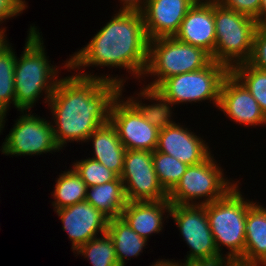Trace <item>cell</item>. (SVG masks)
I'll list each match as a JSON object with an SVG mask.
<instances>
[{
    "mask_svg": "<svg viewBox=\"0 0 266 266\" xmlns=\"http://www.w3.org/2000/svg\"><path fill=\"white\" fill-rule=\"evenodd\" d=\"M27 7L22 0H0V25L10 18L17 17ZM0 32L5 33V27H1Z\"/></svg>",
    "mask_w": 266,
    "mask_h": 266,
    "instance_id": "32",
    "label": "cell"
},
{
    "mask_svg": "<svg viewBox=\"0 0 266 266\" xmlns=\"http://www.w3.org/2000/svg\"><path fill=\"white\" fill-rule=\"evenodd\" d=\"M58 176L51 195L54 211L85 201L88 187L72 167Z\"/></svg>",
    "mask_w": 266,
    "mask_h": 266,
    "instance_id": "24",
    "label": "cell"
},
{
    "mask_svg": "<svg viewBox=\"0 0 266 266\" xmlns=\"http://www.w3.org/2000/svg\"><path fill=\"white\" fill-rule=\"evenodd\" d=\"M230 70L212 60L206 67L182 73L163 80L156 89L174 105L200 103L208 100L218 108L220 90L224 78ZM212 101V102H211Z\"/></svg>",
    "mask_w": 266,
    "mask_h": 266,
    "instance_id": "8",
    "label": "cell"
},
{
    "mask_svg": "<svg viewBox=\"0 0 266 266\" xmlns=\"http://www.w3.org/2000/svg\"><path fill=\"white\" fill-rule=\"evenodd\" d=\"M230 72L251 93L266 116V71L246 62L236 65Z\"/></svg>",
    "mask_w": 266,
    "mask_h": 266,
    "instance_id": "27",
    "label": "cell"
},
{
    "mask_svg": "<svg viewBox=\"0 0 266 266\" xmlns=\"http://www.w3.org/2000/svg\"><path fill=\"white\" fill-rule=\"evenodd\" d=\"M244 266H266V207L254 202L247 211L244 255L237 262Z\"/></svg>",
    "mask_w": 266,
    "mask_h": 266,
    "instance_id": "19",
    "label": "cell"
},
{
    "mask_svg": "<svg viewBox=\"0 0 266 266\" xmlns=\"http://www.w3.org/2000/svg\"><path fill=\"white\" fill-rule=\"evenodd\" d=\"M211 61V55L204 49L181 42L175 37L151 39L148 42L147 66L142 81L151 75L153 81L146 86L156 88L169 77L200 70Z\"/></svg>",
    "mask_w": 266,
    "mask_h": 266,
    "instance_id": "5",
    "label": "cell"
},
{
    "mask_svg": "<svg viewBox=\"0 0 266 266\" xmlns=\"http://www.w3.org/2000/svg\"><path fill=\"white\" fill-rule=\"evenodd\" d=\"M108 219L121 217L128 200L121 178L87 188L86 199Z\"/></svg>",
    "mask_w": 266,
    "mask_h": 266,
    "instance_id": "22",
    "label": "cell"
},
{
    "mask_svg": "<svg viewBox=\"0 0 266 266\" xmlns=\"http://www.w3.org/2000/svg\"><path fill=\"white\" fill-rule=\"evenodd\" d=\"M73 253L90 260L92 266H119L115 246L108 233L79 246Z\"/></svg>",
    "mask_w": 266,
    "mask_h": 266,
    "instance_id": "26",
    "label": "cell"
},
{
    "mask_svg": "<svg viewBox=\"0 0 266 266\" xmlns=\"http://www.w3.org/2000/svg\"><path fill=\"white\" fill-rule=\"evenodd\" d=\"M217 162L211 154L205 161L189 165L179 183L168 194V201L174 205H204L222 198L239 180L226 178Z\"/></svg>",
    "mask_w": 266,
    "mask_h": 266,
    "instance_id": "7",
    "label": "cell"
},
{
    "mask_svg": "<svg viewBox=\"0 0 266 266\" xmlns=\"http://www.w3.org/2000/svg\"><path fill=\"white\" fill-rule=\"evenodd\" d=\"M31 114L32 111H21L2 143L0 149L2 154L21 157L60 152L61 149L54 138L52 123L38 117L37 114Z\"/></svg>",
    "mask_w": 266,
    "mask_h": 266,
    "instance_id": "10",
    "label": "cell"
},
{
    "mask_svg": "<svg viewBox=\"0 0 266 266\" xmlns=\"http://www.w3.org/2000/svg\"><path fill=\"white\" fill-rule=\"evenodd\" d=\"M122 95L120 92L113 100L109 112V121L116 128L122 145L126 150L155 151L160 129L146 121L140 111Z\"/></svg>",
    "mask_w": 266,
    "mask_h": 266,
    "instance_id": "11",
    "label": "cell"
},
{
    "mask_svg": "<svg viewBox=\"0 0 266 266\" xmlns=\"http://www.w3.org/2000/svg\"><path fill=\"white\" fill-rule=\"evenodd\" d=\"M120 92L117 83L99 77L74 72L60 78L48 102L54 138L60 149L69 142H86L95 129L107 123L111 104Z\"/></svg>",
    "mask_w": 266,
    "mask_h": 266,
    "instance_id": "2",
    "label": "cell"
},
{
    "mask_svg": "<svg viewBox=\"0 0 266 266\" xmlns=\"http://www.w3.org/2000/svg\"><path fill=\"white\" fill-rule=\"evenodd\" d=\"M171 205L168 199L128 201L121 217L138 235L148 240L150 235L158 234L163 230L164 221L169 218Z\"/></svg>",
    "mask_w": 266,
    "mask_h": 266,
    "instance_id": "18",
    "label": "cell"
},
{
    "mask_svg": "<svg viewBox=\"0 0 266 266\" xmlns=\"http://www.w3.org/2000/svg\"><path fill=\"white\" fill-rule=\"evenodd\" d=\"M37 26H30L24 51L16 54L14 68L15 108L18 111H31V108L45 94L44 103L49 102L59 81V69L52 65L45 53L43 37ZM58 68V69H57ZM58 74V75H57ZM44 92V94H43Z\"/></svg>",
    "mask_w": 266,
    "mask_h": 266,
    "instance_id": "3",
    "label": "cell"
},
{
    "mask_svg": "<svg viewBox=\"0 0 266 266\" xmlns=\"http://www.w3.org/2000/svg\"><path fill=\"white\" fill-rule=\"evenodd\" d=\"M255 20L259 26L266 25V0H261L259 15Z\"/></svg>",
    "mask_w": 266,
    "mask_h": 266,
    "instance_id": "35",
    "label": "cell"
},
{
    "mask_svg": "<svg viewBox=\"0 0 266 266\" xmlns=\"http://www.w3.org/2000/svg\"><path fill=\"white\" fill-rule=\"evenodd\" d=\"M68 233L74 252L100 234L107 233L108 218L87 201L55 210ZM99 233V234H98Z\"/></svg>",
    "mask_w": 266,
    "mask_h": 266,
    "instance_id": "14",
    "label": "cell"
},
{
    "mask_svg": "<svg viewBox=\"0 0 266 266\" xmlns=\"http://www.w3.org/2000/svg\"><path fill=\"white\" fill-rule=\"evenodd\" d=\"M156 151L171 155L188 166L205 161L212 153L205 140L179 122L159 130Z\"/></svg>",
    "mask_w": 266,
    "mask_h": 266,
    "instance_id": "16",
    "label": "cell"
},
{
    "mask_svg": "<svg viewBox=\"0 0 266 266\" xmlns=\"http://www.w3.org/2000/svg\"><path fill=\"white\" fill-rule=\"evenodd\" d=\"M7 34L0 32V49L8 42Z\"/></svg>",
    "mask_w": 266,
    "mask_h": 266,
    "instance_id": "39",
    "label": "cell"
},
{
    "mask_svg": "<svg viewBox=\"0 0 266 266\" xmlns=\"http://www.w3.org/2000/svg\"><path fill=\"white\" fill-rule=\"evenodd\" d=\"M118 12V13H117ZM79 51L71 55L63 68L73 70L80 76L99 77L117 83L124 90L123 76L96 75L84 72L86 67L124 68L134 79H142L148 59V38L140 12L117 11ZM80 69L79 72H77ZM82 71V72H81ZM140 78V79H139Z\"/></svg>",
    "mask_w": 266,
    "mask_h": 266,
    "instance_id": "1",
    "label": "cell"
},
{
    "mask_svg": "<svg viewBox=\"0 0 266 266\" xmlns=\"http://www.w3.org/2000/svg\"><path fill=\"white\" fill-rule=\"evenodd\" d=\"M147 0H120L122 5L119 11L142 12Z\"/></svg>",
    "mask_w": 266,
    "mask_h": 266,
    "instance_id": "33",
    "label": "cell"
},
{
    "mask_svg": "<svg viewBox=\"0 0 266 266\" xmlns=\"http://www.w3.org/2000/svg\"><path fill=\"white\" fill-rule=\"evenodd\" d=\"M184 263L180 260L175 262V266H224L225 264H219L206 260L184 259Z\"/></svg>",
    "mask_w": 266,
    "mask_h": 266,
    "instance_id": "34",
    "label": "cell"
},
{
    "mask_svg": "<svg viewBox=\"0 0 266 266\" xmlns=\"http://www.w3.org/2000/svg\"><path fill=\"white\" fill-rule=\"evenodd\" d=\"M72 168L82 178L87 187L108 183L118 177L115 172L90 157L74 161Z\"/></svg>",
    "mask_w": 266,
    "mask_h": 266,
    "instance_id": "29",
    "label": "cell"
},
{
    "mask_svg": "<svg viewBox=\"0 0 266 266\" xmlns=\"http://www.w3.org/2000/svg\"><path fill=\"white\" fill-rule=\"evenodd\" d=\"M224 266H244V265H241V264H238V263H227Z\"/></svg>",
    "mask_w": 266,
    "mask_h": 266,
    "instance_id": "40",
    "label": "cell"
},
{
    "mask_svg": "<svg viewBox=\"0 0 266 266\" xmlns=\"http://www.w3.org/2000/svg\"><path fill=\"white\" fill-rule=\"evenodd\" d=\"M220 4L225 8L256 19L259 15L261 0H221Z\"/></svg>",
    "mask_w": 266,
    "mask_h": 266,
    "instance_id": "31",
    "label": "cell"
},
{
    "mask_svg": "<svg viewBox=\"0 0 266 266\" xmlns=\"http://www.w3.org/2000/svg\"><path fill=\"white\" fill-rule=\"evenodd\" d=\"M239 184L222 198L206 204V214L217 250L227 263H237L244 255L246 216L248 208L254 203L242 196ZM223 246L229 250L224 255Z\"/></svg>",
    "mask_w": 266,
    "mask_h": 266,
    "instance_id": "4",
    "label": "cell"
},
{
    "mask_svg": "<svg viewBox=\"0 0 266 266\" xmlns=\"http://www.w3.org/2000/svg\"><path fill=\"white\" fill-rule=\"evenodd\" d=\"M120 178L128 201L168 199V194L158 181L150 151L126 150Z\"/></svg>",
    "mask_w": 266,
    "mask_h": 266,
    "instance_id": "12",
    "label": "cell"
},
{
    "mask_svg": "<svg viewBox=\"0 0 266 266\" xmlns=\"http://www.w3.org/2000/svg\"><path fill=\"white\" fill-rule=\"evenodd\" d=\"M248 63L266 71V25L258 26L255 32L252 53Z\"/></svg>",
    "mask_w": 266,
    "mask_h": 266,
    "instance_id": "30",
    "label": "cell"
},
{
    "mask_svg": "<svg viewBox=\"0 0 266 266\" xmlns=\"http://www.w3.org/2000/svg\"><path fill=\"white\" fill-rule=\"evenodd\" d=\"M5 118H6V114L0 109V135L5 127V123H6L5 120H7Z\"/></svg>",
    "mask_w": 266,
    "mask_h": 266,
    "instance_id": "37",
    "label": "cell"
},
{
    "mask_svg": "<svg viewBox=\"0 0 266 266\" xmlns=\"http://www.w3.org/2000/svg\"><path fill=\"white\" fill-rule=\"evenodd\" d=\"M169 217H172L170 219L174 220L183 240L190 248L186 259L227 264L217 250L206 214V204H172Z\"/></svg>",
    "mask_w": 266,
    "mask_h": 266,
    "instance_id": "9",
    "label": "cell"
},
{
    "mask_svg": "<svg viewBox=\"0 0 266 266\" xmlns=\"http://www.w3.org/2000/svg\"><path fill=\"white\" fill-rule=\"evenodd\" d=\"M152 161L160 185L169 194L179 183L188 165L156 150L152 152Z\"/></svg>",
    "mask_w": 266,
    "mask_h": 266,
    "instance_id": "28",
    "label": "cell"
},
{
    "mask_svg": "<svg viewBox=\"0 0 266 266\" xmlns=\"http://www.w3.org/2000/svg\"><path fill=\"white\" fill-rule=\"evenodd\" d=\"M218 109L236 124L266 126V116L259 104L231 72L222 82Z\"/></svg>",
    "mask_w": 266,
    "mask_h": 266,
    "instance_id": "13",
    "label": "cell"
},
{
    "mask_svg": "<svg viewBox=\"0 0 266 266\" xmlns=\"http://www.w3.org/2000/svg\"><path fill=\"white\" fill-rule=\"evenodd\" d=\"M107 233L112 238L119 266H125L131 257H138L147 240L138 235L122 217L108 220Z\"/></svg>",
    "mask_w": 266,
    "mask_h": 266,
    "instance_id": "23",
    "label": "cell"
},
{
    "mask_svg": "<svg viewBox=\"0 0 266 266\" xmlns=\"http://www.w3.org/2000/svg\"><path fill=\"white\" fill-rule=\"evenodd\" d=\"M8 41L0 49V109L6 114L12 104L15 107L14 68L16 52Z\"/></svg>",
    "mask_w": 266,
    "mask_h": 266,
    "instance_id": "25",
    "label": "cell"
},
{
    "mask_svg": "<svg viewBox=\"0 0 266 266\" xmlns=\"http://www.w3.org/2000/svg\"><path fill=\"white\" fill-rule=\"evenodd\" d=\"M192 0H147L141 12L148 40L174 37Z\"/></svg>",
    "mask_w": 266,
    "mask_h": 266,
    "instance_id": "15",
    "label": "cell"
},
{
    "mask_svg": "<svg viewBox=\"0 0 266 266\" xmlns=\"http://www.w3.org/2000/svg\"><path fill=\"white\" fill-rule=\"evenodd\" d=\"M92 142V159L115 172L119 177L123 171L126 148L122 145L116 128L110 121L95 129L86 142Z\"/></svg>",
    "mask_w": 266,
    "mask_h": 266,
    "instance_id": "20",
    "label": "cell"
},
{
    "mask_svg": "<svg viewBox=\"0 0 266 266\" xmlns=\"http://www.w3.org/2000/svg\"><path fill=\"white\" fill-rule=\"evenodd\" d=\"M194 3H203V4H216L220 3L221 0H192Z\"/></svg>",
    "mask_w": 266,
    "mask_h": 266,
    "instance_id": "38",
    "label": "cell"
},
{
    "mask_svg": "<svg viewBox=\"0 0 266 266\" xmlns=\"http://www.w3.org/2000/svg\"><path fill=\"white\" fill-rule=\"evenodd\" d=\"M137 95L138 96L135 97L129 96L127 99L140 111L146 121L151 125L158 129H163L167 126L176 124V121L172 119V109H174L172 107L175 105L156 88L144 85ZM142 99L149 100L152 104L143 103Z\"/></svg>",
    "mask_w": 266,
    "mask_h": 266,
    "instance_id": "21",
    "label": "cell"
},
{
    "mask_svg": "<svg viewBox=\"0 0 266 266\" xmlns=\"http://www.w3.org/2000/svg\"><path fill=\"white\" fill-rule=\"evenodd\" d=\"M174 37L204 49L212 57L216 44L214 4L194 3Z\"/></svg>",
    "mask_w": 266,
    "mask_h": 266,
    "instance_id": "17",
    "label": "cell"
},
{
    "mask_svg": "<svg viewBox=\"0 0 266 266\" xmlns=\"http://www.w3.org/2000/svg\"><path fill=\"white\" fill-rule=\"evenodd\" d=\"M216 44L212 60L229 70L250 59L253 39L258 28L256 20L214 4Z\"/></svg>",
    "mask_w": 266,
    "mask_h": 266,
    "instance_id": "6",
    "label": "cell"
},
{
    "mask_svg": "<svg viewBox=\"0 0 266 266\" xmlns=\"http://www.w3.org/2000/svg\"><path fill=\"white\" fill-rule=\"evenodd\" d=\"M175 261L173 259H158L157 262L153 263L150 266H175Z\"/></svg>",
    "mask_w": 266,
    "mask_h": 266,
    "instance_id": "36",
    "label": "cell"
}]
</instances>
